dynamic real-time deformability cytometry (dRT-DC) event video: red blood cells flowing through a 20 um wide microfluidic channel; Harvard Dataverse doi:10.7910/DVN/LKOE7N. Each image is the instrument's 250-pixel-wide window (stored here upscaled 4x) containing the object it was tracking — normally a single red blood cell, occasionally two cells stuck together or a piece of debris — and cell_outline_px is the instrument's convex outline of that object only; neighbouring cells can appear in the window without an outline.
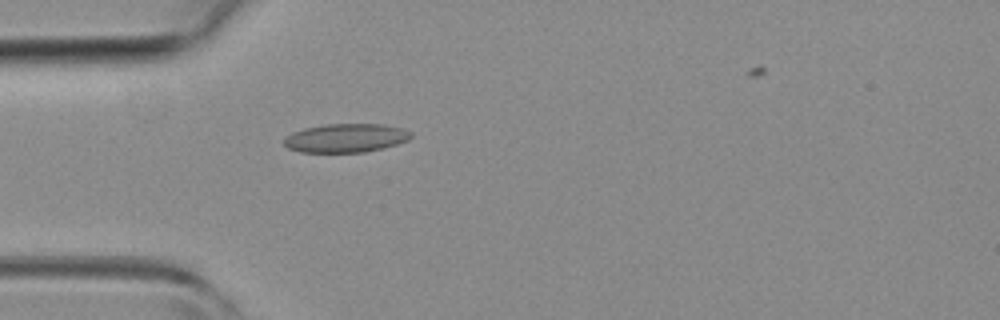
{"species": "common noctule bat (a hibernating species)", "species_latin": "Nyctalus noctula", "temperature_condition": "room temperature", "stored_images_in_passage": 1, "camera_frame_rate_fps": 3000, "um_per_image_px": 0.085, "animal": {"sex": "female", "body_mass_g": 19.3, "forearm_length_mm": 54.1}, "frame": {"image": 1, "passage_image": 1, "time_ms": 0.0, "image_size_px": [1000, 320], "cell_outline_px": [[412, 136], [408, 140], [384, 148], [364, 152], [300, 152], [288, 148], [284, 144], [284, 140], [292, 132], [304, 128], [328, 124], [384, 124], [404, 128], [412, 132]], "centroid_in_image_um": [29.43, 11.73], "position_along_channel_um": 55.6, "area_um2": 21.27}}